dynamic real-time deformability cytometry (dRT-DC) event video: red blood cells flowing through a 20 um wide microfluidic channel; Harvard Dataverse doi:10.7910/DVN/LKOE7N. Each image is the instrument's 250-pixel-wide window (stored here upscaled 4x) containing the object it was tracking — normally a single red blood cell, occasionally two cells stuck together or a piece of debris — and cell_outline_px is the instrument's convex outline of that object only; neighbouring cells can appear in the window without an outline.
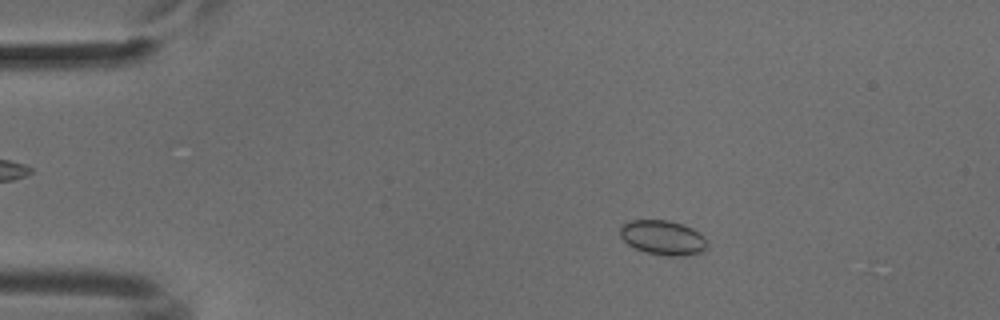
{"species": "common noctule bat (a hibernating species)", "species_latin": "Nyctalus noctula", "temperature_condition": "cold", "stored_images_in_passage": 50, "camera_frame_rate_fps": 3000, "um_per_image_px": 0.085, "animal": {"sex": "male", "body_mass_g": 18.8}, "frame": {"image": 1, "passage_image": 10, "time_ms": 3.0, "image_size_px": [1000, 320], "cell_outline_px": [[708, 248], [704, 252], [684, 256], [668, 256], [648, 252], [636, 248], [628, 244], [620, 236], [620, 228], [624, 224], [632, 220], [668, 220], [692, 228], [704, 236]], "centroid_in_image_um": [56.38, 20.21], "position_along_channel_um": 28.6, "area_um2": 17.46}}
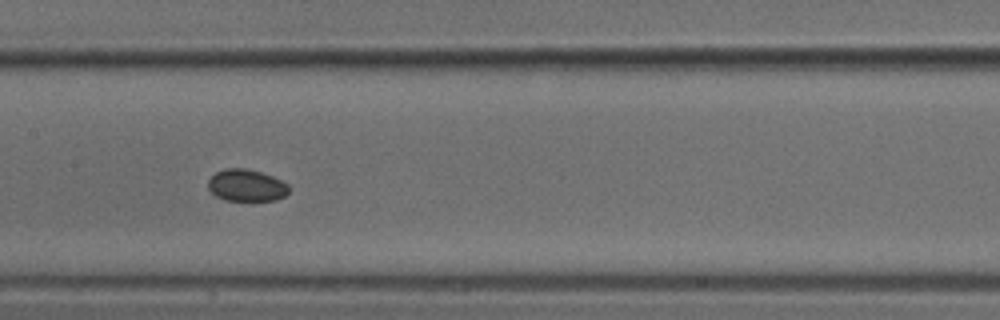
{"frame": {"image": 2, "passage_image": 27, "time_ms": 8.667, "image_size_px": [1000, 320], "cell_outline_px": [[288, 192], [284, 196], [276, 200], [224, 200], [216, 196], [208, 188], [208, 180], [216, 172], [224, 168], [248, 168], [272, 176], [288, 184]], "centroid_in_image_um": [20.93, 15.75], "position_along_channel_um": 186.5, "area_um2": 14.97}}
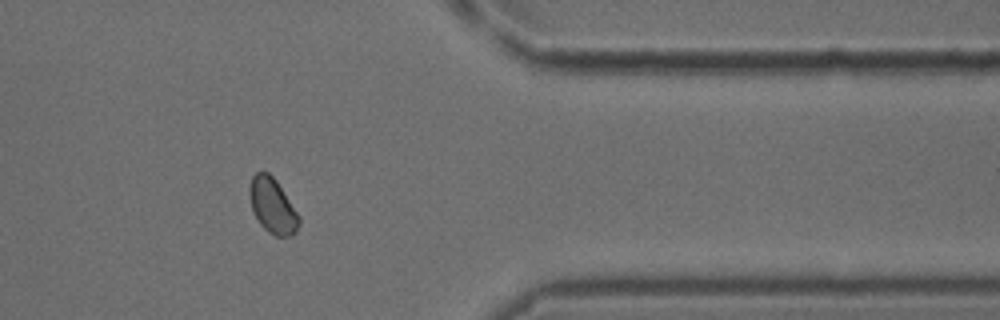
{"frame": {"image": 3, "passage_image": 44, "time_ms": 14.333, "image_size_px": [1000, 320], "cell_outline_px": [[300, 224], [296, 232], [292, 236], [276, 236], [268, 232], [260, 224], [252, 212], [248, 192], [248, 188], [252, 176], [256, 172], [268, 172], [276, 180], [300, 216]], "centroid_in_image_um": [23.15, 17.5], "position_along_channel_um": 388.2, "area_um2": 16.07}}